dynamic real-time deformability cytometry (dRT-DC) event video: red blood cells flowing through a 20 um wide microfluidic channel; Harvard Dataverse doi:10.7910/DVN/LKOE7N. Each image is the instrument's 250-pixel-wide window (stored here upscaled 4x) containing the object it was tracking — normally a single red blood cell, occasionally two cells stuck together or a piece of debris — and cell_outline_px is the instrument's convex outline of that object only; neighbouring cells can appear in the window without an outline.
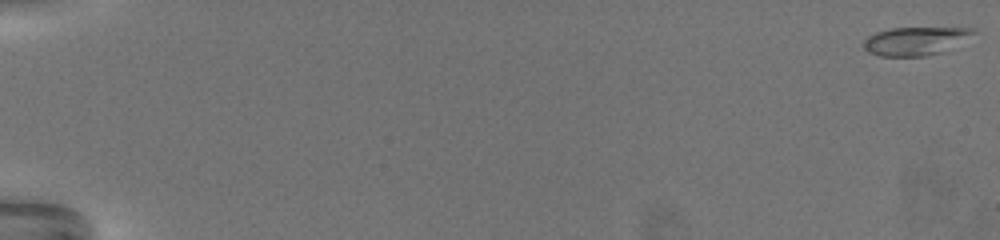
{"species": "common noctule bat (a hibernating species)", "species_latin": "Nyctalus noctula", "temperature_condition": "warm", "stored_images_in_passage": 72, "camera_frame_rate_fps": 3000, "um_per_image_px": 0.085, "animal": {"sex": "female", "body_mass_g": 19.5, "forearm_length_mm": 54.1}, "frame": {"image": 1, "passage_image": 1, "time_ms": 0.0, "image_size_px": [1000, 240], "cell_outline_px": [[976, 32], [940, 52], [924, 56], [880, 56], [868, 52], [864, 48], [864, 40], [868, 36], [876, 32], [892, 28], [976, 28]], "centroid_in_image_um": [77.72, 3.48], "position_along_channel_um": 7.3, "area_um2": 17.57}}
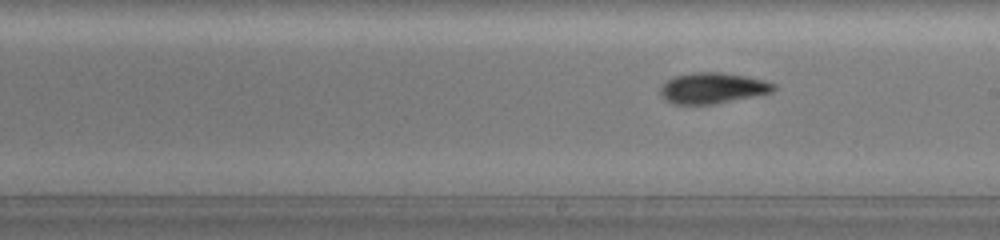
{"frame": {"image": 2, "passage_image": 44, "time_ms": 14.333, "image_size_px": [1000, 240], "cell_outline_px": [[776, 88], [772, 92], [712, 104], [672, 104], [660, 92], [660, 88], [672, 76], [692, 72], [720, 72], [748, 76], [764, 80], [776, 84]], "centroid_in_image_um": [60.58, 7.47], "position_along_channel_um": 228.4, "area_um2": 20.17}}
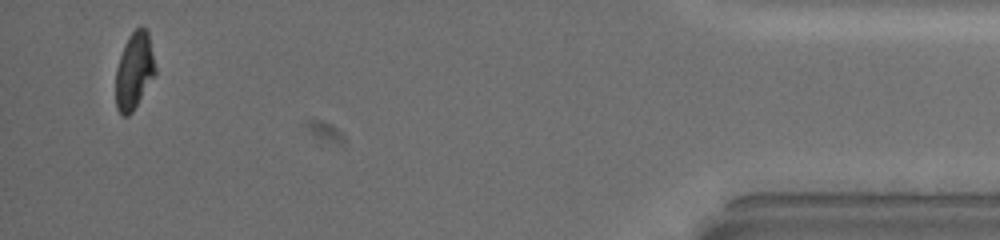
{"frame": {"image": 3, "passage_image": 70, "time_ms": 23.0, "image_size_px": [1000, 240], "cell_outline_px": [[156, 72], [132, 112], [128, 116], [124, 116], [116, 108], [116, 68], [124, 44], [128, 36], [140, 24], [148, 32], [156, 68]], "centroid_in_image_um": [11.4, 5.99], "position_along_channel_um": 423.8, "area_um2": 17.57}, "authors_computed_cell_mechanics": {"area_um2": 18.7272, "velocity_mm_per_s": 3.0426, "shape_relaxation_time_tau1_ms": 6.7548, "shape_relaxation_time_tau2_ms": 5.1096, "deformation_change_tau1": 0.2055, "deformation_change_tau2": 0.1149}}